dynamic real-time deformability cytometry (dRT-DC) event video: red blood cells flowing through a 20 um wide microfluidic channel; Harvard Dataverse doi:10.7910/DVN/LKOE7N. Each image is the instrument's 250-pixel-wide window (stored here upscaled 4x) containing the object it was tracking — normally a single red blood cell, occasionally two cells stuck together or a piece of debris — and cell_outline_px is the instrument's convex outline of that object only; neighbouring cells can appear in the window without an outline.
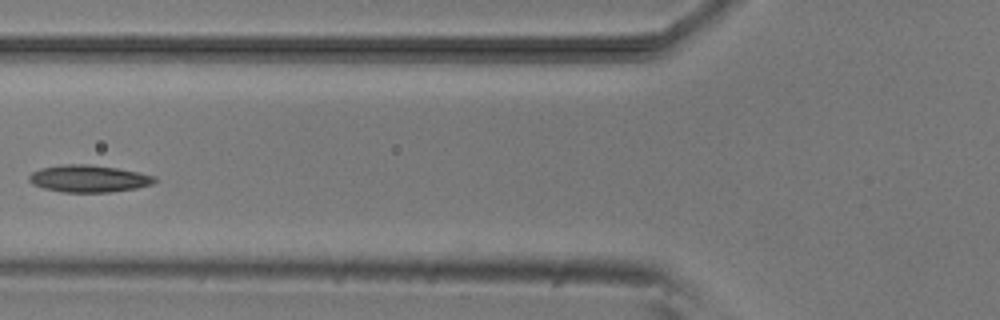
{"species": "common noctule bat (a hibernating species)", "species_latin": "Nyctalus noctula", "temperature_condition": "room temperature", "stored_images_in_passage": 6, "camera_frame_rate_fps": 3000, "um_per_image_px": 0.085, "animal": {"sex": "male", "body_mass_g": 20.5, "forearm_length_mm": 52.5}, "frame": {"image": 1, "passage_image": 6, "time_ms": 5.667, "image_size_px": [1000, 320], "cell_outline_px": [[156, 180], [152, 184], [136, 188], [108, 192], [64, 192], [44, 188], [32, 184], [28, 180], [28, 176], [32, 172], [40, 168], [64, 164], [88, 164], [116, 168], [140, 172], [156, 176]], "centroid_in_image_um": [7.53, 15.17], "position_along_channel_um": 118.3, "area_um2": 19.83}}